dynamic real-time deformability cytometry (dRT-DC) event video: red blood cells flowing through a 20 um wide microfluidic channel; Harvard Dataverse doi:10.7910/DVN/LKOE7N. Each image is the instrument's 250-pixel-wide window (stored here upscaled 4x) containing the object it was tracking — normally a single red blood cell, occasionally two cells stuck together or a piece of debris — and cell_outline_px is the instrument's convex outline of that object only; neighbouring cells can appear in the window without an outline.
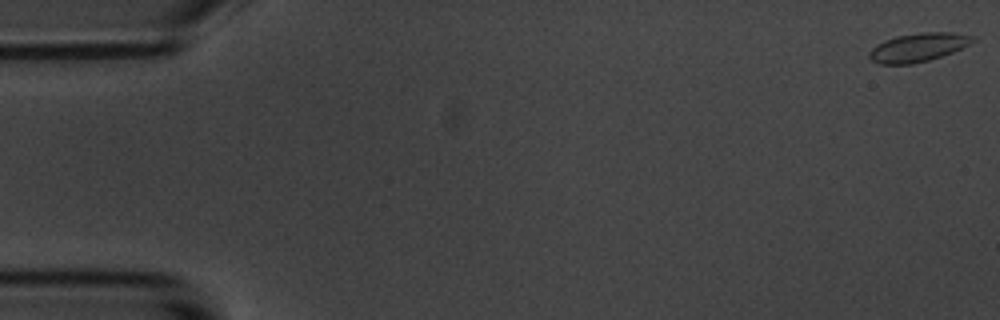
{"species": "common noctule bat (a hibernating species)", "species_latin": "Nyctalus noctula", "temperature_condition": "room temperature", "stored_images_in_passage": 53, "camera_frame_rate_fps": 3000, "um_per_image_px": 0.085, "animal": {"sex": "male", "body_mass_g": 20.1, "forearm_length_mm": 53.5}, "frame": {"image": 1, "passage_image": 1, "time_ms": 0.0, "image_size_px": [1000, 320], "cell_outline_px": [[976, 40], [952, 52], [928, 60], [912, 64], [880, 64], [872, 60], [868, 56], [868, 52], [876, 44], [884, 40], [896, 36], [920, 32], [952, 32], [972, 36]], "centroid_in_image_um": [77.99, 4.02], "position_along_channel_um": 7.0, "area_um2": 17.11}}
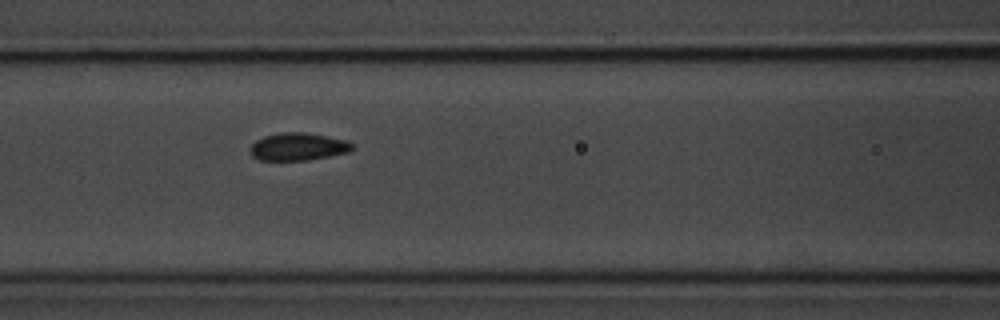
{"frame": {"image": 2, "passage_image": 24, "time_ms": 7.667, "image_size_px": [1000, 320], "cell_outline_px": [[352, 148], [348, 152], [308, 160], [260, 160], [252, 156], [248, 152], [252, 144], [256, 140], [264, 136], [280, 132], [304, 132], [328, 136], [348, 140], [352, 144]], "centroid_in_image_um": [25.3, 12.46], "position_along_channel_um": 141.3, "area_um2": 16.47}}
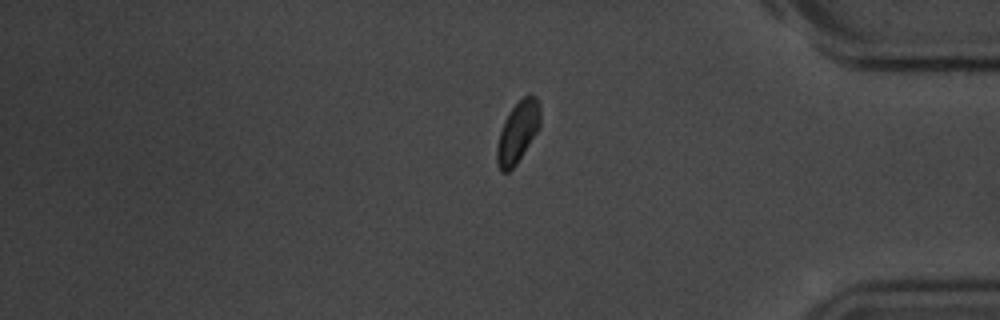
{"frame": {"image": 3, "passage_image": 47, "time_ms": 15.333, "image_size_px": [1000, 320], "cell_outline_px": [[540, 128], [516, 164], [508, 172], [500, 172], [496, 164], [496, 148], [500, 132], [504, 120], [512, 108], [528, 92], [536, 96], [540, 104]], "centroid_in_image_um": [44.01, 11.22], "position_along_channel_um": 391.2, "area_um2": 15.66}}